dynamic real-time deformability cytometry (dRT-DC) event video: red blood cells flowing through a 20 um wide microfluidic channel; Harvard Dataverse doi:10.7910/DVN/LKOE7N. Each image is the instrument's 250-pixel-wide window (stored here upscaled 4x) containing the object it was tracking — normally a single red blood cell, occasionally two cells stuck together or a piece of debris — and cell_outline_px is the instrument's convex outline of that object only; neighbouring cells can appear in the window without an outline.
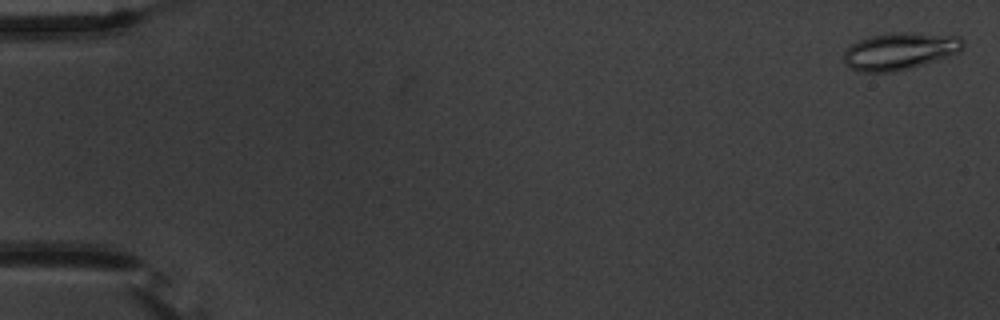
{"species": "common noctule bat (a hibernating species)", "species_latin": "Nyctalus noctula", "temperature_condition": "warm", "stored_images_in_passage": 55, "camera_frame_rate_fps": 3000, "um_per_image_px": 0.085, "animal": {"sex": "male", "body_mass_g": 20.1, "forearm_length_mm": 53.5}, "frame": {"image": 1, "passage_image": 1, "time_ms": 0.0, "image_size_px": [1000, 320], "cell_outline_px": [[964, 48], [960, 52], [924, 64], [892, 72], [860, 72], [844, 64], [844, 52], [856, 40], [872, 36], [892, 32], [912, 32], [960, 36], [964, 40]], "centroid_in_image_um": [76.5, 4.33], "position_along_channel_um": 8.5, "area_um2": 25.95}}
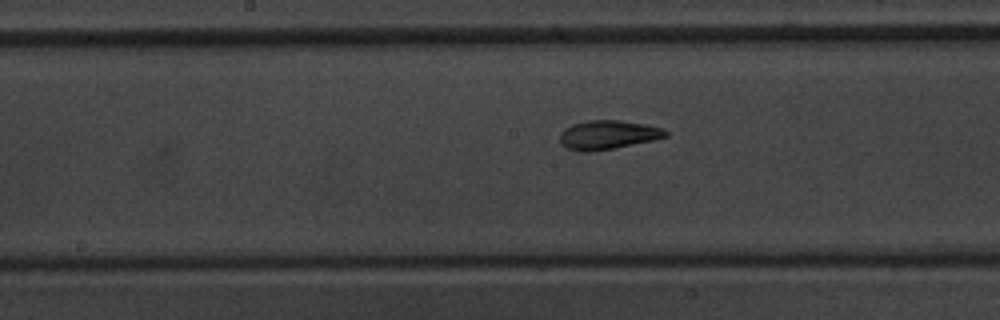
{"frame": {"image": 2, "passage_image": 29, "time_ms": 9.333, "image_size_px": [1000, 320], "cell_outline_px": [[668, 136], [652, 140], [592, 152], [584, 152], [568, 148], [560, 144], [560, 132], [564, 128], [572, 124], [588, 120], [620, 120], [644, 124], [664, 128], [668, 132]], "centroid_in_image_um": [51.65, 11.45], "position_along_channel_um": 196.6, "area_um2": 17.8}}
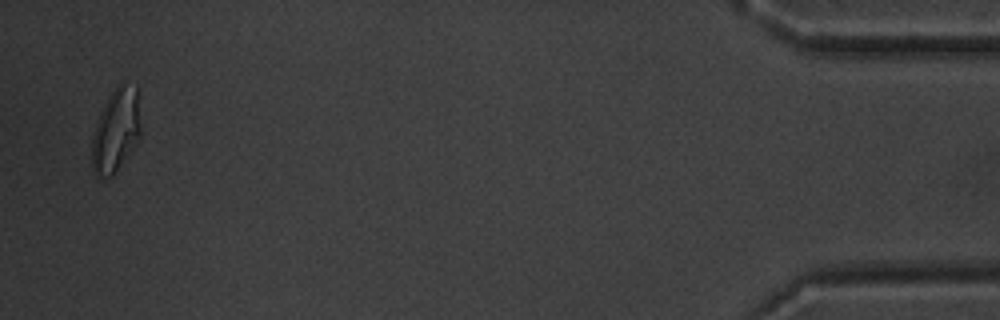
{"frame": {"image": 3, "passage_image": 54, "time_ms": 17.667, "image_size_px": [1000, 320], "cell_outline_px": [[140, 136], [136, 144], [112, 176], [96, 176], [92, 168], [92, 136], [100, 112], [108, 96], [124, 80], [136, 88], [140, 128]], "centroid_in_image_um": [9.84, 11.08], "position_along_channel_um": 425.4, "area_um2": 23.35}, "authors_computed_cell_mechanics": {"area_um2": 18.4382, "velocity_mm_per_s": 3.7065, "shape_relaxation_time_tau1_ms": 4.9934, "shape_relaxation_time_tau2_ms": 1.3686, "deformation_change_tau1": 0.1591, "deformation_change_tau2": 0.0637}}